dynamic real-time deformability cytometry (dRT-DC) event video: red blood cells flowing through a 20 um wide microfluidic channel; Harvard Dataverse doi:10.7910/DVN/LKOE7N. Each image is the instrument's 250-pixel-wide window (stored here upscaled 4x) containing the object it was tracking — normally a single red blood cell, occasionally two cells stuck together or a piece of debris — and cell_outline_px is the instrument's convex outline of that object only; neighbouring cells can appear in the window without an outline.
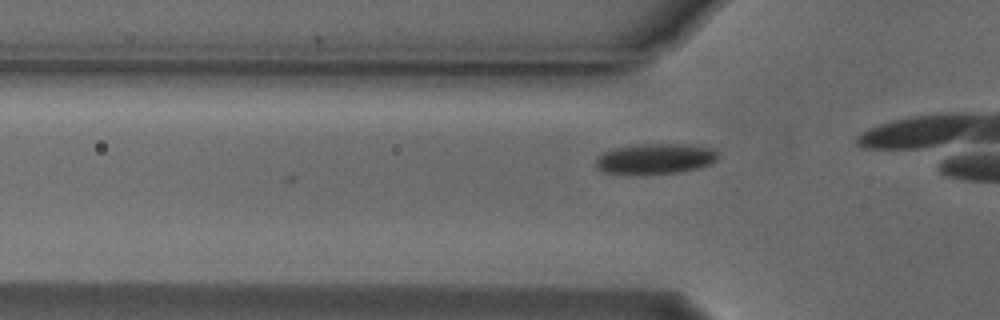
{"species": "Egyptian fruit bat (a non-hibernating species)", "species_latin": "Rousettus aegyptiacus", "temperature_condition": "cold", "stored_images_in_passage": 8, "camera_frame_rate_fps": 3000, "um_per_image_px": 0.085, "animal": {"sex": "male"}, "frame": {"image": 1, "passage_image": 3, "time_ms": 0.667, "image_size_px": [1000, 320], "cell_outline_px": [[720, 156], [712, 164], [700, 168], [676, 172], [604, 172], [596, 168], [596, 156], [612, 148], [644, 144], [700, 144], [712, 148], [720, 152]], "centroid_in_image_um": [55.8, 13.45], "position_along_channel_um": 70.0, "area_um2": 21.5}}